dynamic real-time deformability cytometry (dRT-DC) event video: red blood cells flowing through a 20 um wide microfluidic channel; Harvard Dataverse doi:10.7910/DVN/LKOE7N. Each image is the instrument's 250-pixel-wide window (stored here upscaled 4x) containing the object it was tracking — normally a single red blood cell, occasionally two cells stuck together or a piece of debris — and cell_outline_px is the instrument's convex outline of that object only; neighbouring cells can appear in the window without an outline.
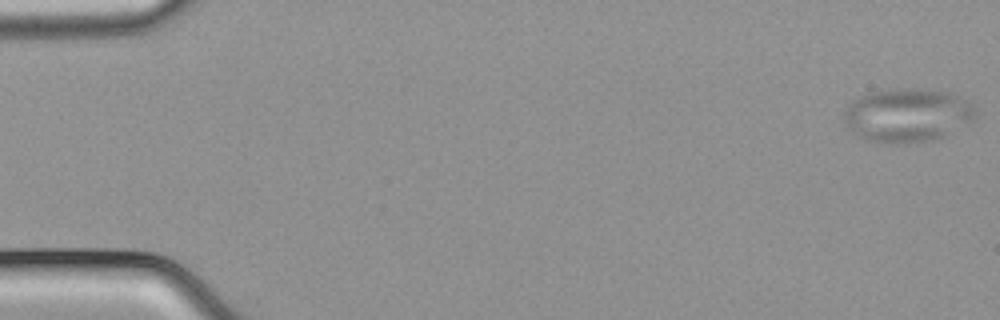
{"species": "common noctule bat (a hibernating species)", "species_latin": "Nyctalus noctula", "temperature_condition": "cold", "stored_images_in_passage": 54, "camera_frame_rate_fps": 3000, "um_per_image_px": 0.085, "animal": {"sex": "male", "body_mass_g": 21.5, "forearm_length_mm": 52.0}, "frame": {"image": 1, "passage_image": 1, "time_ms": 0.0, "image_size_px": [1000, 320], "cell_outline_px": [[976, 116], [972, 120], [944, 136], [932, 140], [904, 144], [884, 144], [868, 140], [852, 132], [844, 124], [844, 112], [848, 104], [852, 100], [868, 92], [892, 88], [920, 88], [948, 92], [968, 100], [972, 104], [976, 112]], "centroid_in_image_um": [77.09, 9.78], "position_along_channel_um": 7.9, "area_um2": 41.62}}
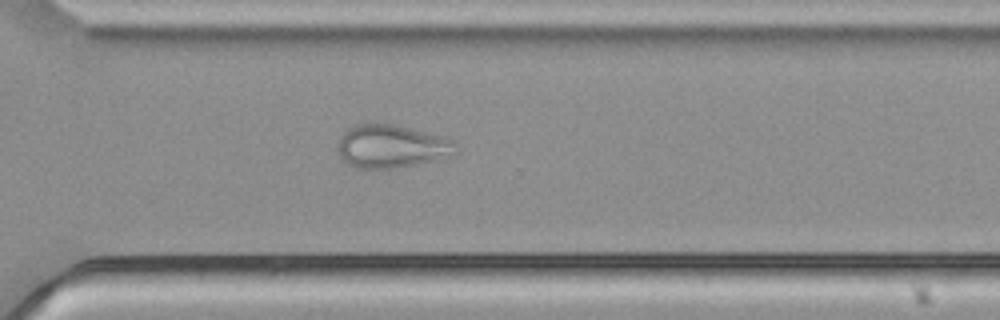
{"frame": {"image": 2, "passage_image": 39, "time_ms": 12.667, "image_size_px": [1000, 320], "cell_outline_px": [[456, 156], [440, 160], [396, 168], [352, 168], [344, 164], [340, 156], [340, 136], [352, 124], [392, 124], [444, 136], [452, 140], [456, 152]], "centroid_in_image_um": [33.3, 12.46], "position_along_channel_um": 337.3, "area_um2": 29.88}}
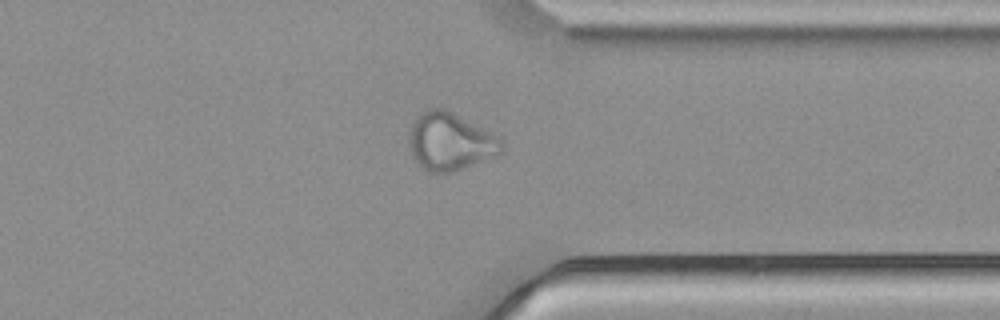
{"frame": {"image": 3, "passage_image": 42, "time_ms": 13.667, "image_size_px": [1000, 320], "cell_outline_px": [[504, 152], [452, 172], [428, 172], [420, 168], [412, 156], [408, 136], [412, 124], [416, 116], [420, 112], [428, 108], [444, 108], [492, 132], [504, 140]], "centroid_in_image_um": [38.26, 12.03], "position_along_channel_um": 373.1, "area_um2": 31.33}}